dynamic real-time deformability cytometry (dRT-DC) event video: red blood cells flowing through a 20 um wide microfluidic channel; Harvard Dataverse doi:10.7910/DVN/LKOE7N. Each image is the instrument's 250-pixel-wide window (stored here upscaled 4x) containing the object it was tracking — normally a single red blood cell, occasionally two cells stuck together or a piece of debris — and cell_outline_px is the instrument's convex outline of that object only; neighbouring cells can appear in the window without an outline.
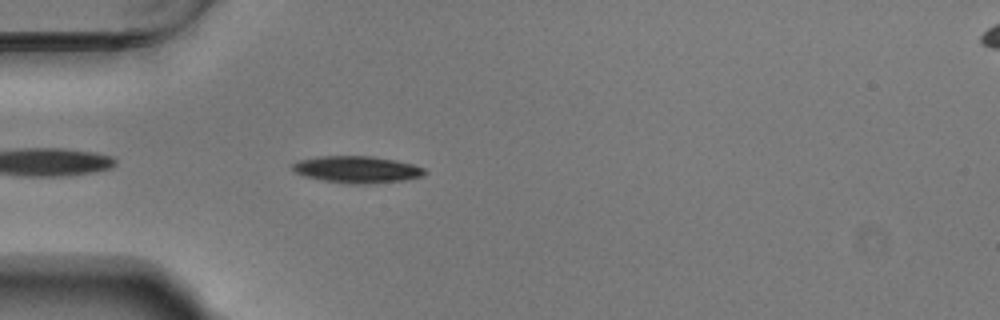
{"species": "Egyptian fruit bat (a non-hibernating species)", "species_latin": "Rousettus aegyptiacus", "temperature_condition": "warm", "stored_images_in_passage": 41, "camera_frame_rate_fps": 3000, "um_per_image_px": 0.085, "animal": {"sex": "male"}, "frame": {"image": 1, "passage_image": 3, "time_ms": 0.667, "image_size_px": [1000, 320], "cell_outline_px": [[428, 172], [424, 176], [404, 180], [364, 184], [352, 184], [324, 180], [304, 176], [296, 172], [292, 168], [292, 164], [300, 160], [316, 156], [372, 156], [396, 160], [412, 164], [424, 168]], "centroid_in_image_um": [30.37, 14.4], "position_along_channel_um": 54.6, "area_um2": 20.63}}
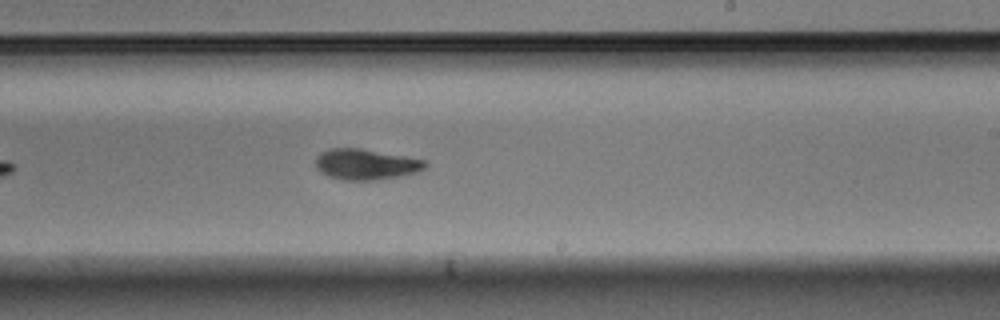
{"frame": {"image": 2, "passage_image": 20, "time_ms": 6.333, "image_size_px": [1000, 320], "cell_outline_px": [[428, 164], [424, 168], [416, 172], [400, 176], [376, 180], [340, 180], [328, 176], [320, 172], [316, 168], [316, 156], [320, 152], [328, 148], [360, 148], [404, 156], [424, 160]], "centroid_in_image_um": [31.04, 13.97], "position_along_channel_um": 258.0, "area_um2": 19.65}}
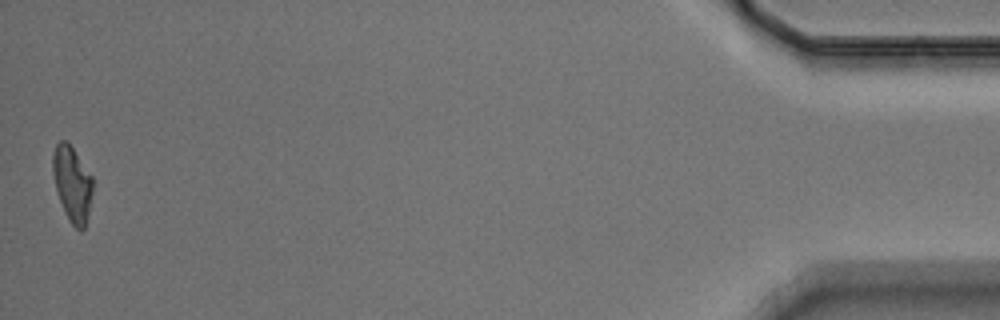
{"frame": {"image": 3, "passage_image": 41, "time_ms": 13.333, "image_size_px": [1000, 320], "cell_outline_px": [[92, 192], [88, 212], [84, 228], [80, 232], [68, 220], [60, 200], [56, 188], [52, 172], [52, 156], [56, 144], [60, 140], [68, 140], [92, 176]], "centroid_in_image_um": [6.12, 15.58], "position_along_channel_um": 429.1, "area_um2": 17.46}, "authors_computed_cell_mechanics": {"area_um2": 19.4208, "velocity_mm_per_s": 3.7226, "shape_relaxation_time_tau1_ms": 3.9545, "shape_relaxation_time_tau2_ms": 3.3361, "deformation_change_tau1": 0.1372, "deformation_change_tau2": 0.0924}}